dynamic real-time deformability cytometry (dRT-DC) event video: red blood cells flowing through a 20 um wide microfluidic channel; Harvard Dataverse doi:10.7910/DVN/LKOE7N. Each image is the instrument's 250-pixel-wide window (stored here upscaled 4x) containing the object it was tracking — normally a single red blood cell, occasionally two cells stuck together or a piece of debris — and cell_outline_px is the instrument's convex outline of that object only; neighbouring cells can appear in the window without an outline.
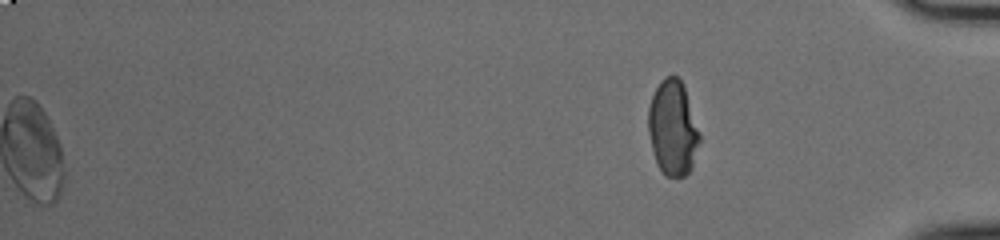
{"species": "common noctule bat (a hibernating species)", "species_latin": "Nyctalus noctula", "temperature_condition": "cold", "stored_images_in_passage": 54, "segment_of_instrument_passage": [2, 2], "camera_frame_rate_fps": 3000, "um_per_image_px": 0.085, "animal": {"sex": "male", "body_mass_g": 20.0, "forearm_length_mm": 53.3}, "frame": {"image": 1, "passage_image": 54, "time_ms": 17.667, "image_size_px": [1000, 240], "cell_outline_px": [[700, 140], [692, 164], [688, 172], [684, 176], [664, 176], [656, 160], [652, 148], [648, 132], [648, 108], [652, 96], [660, 80], [664, 76], [676, 76], [680, 80], [684, 88], [700, 136]], "centroid_in_image_um": [57.16, 10.87], "position_along_channel_um": 378.0, "area_um2": 27.8}}